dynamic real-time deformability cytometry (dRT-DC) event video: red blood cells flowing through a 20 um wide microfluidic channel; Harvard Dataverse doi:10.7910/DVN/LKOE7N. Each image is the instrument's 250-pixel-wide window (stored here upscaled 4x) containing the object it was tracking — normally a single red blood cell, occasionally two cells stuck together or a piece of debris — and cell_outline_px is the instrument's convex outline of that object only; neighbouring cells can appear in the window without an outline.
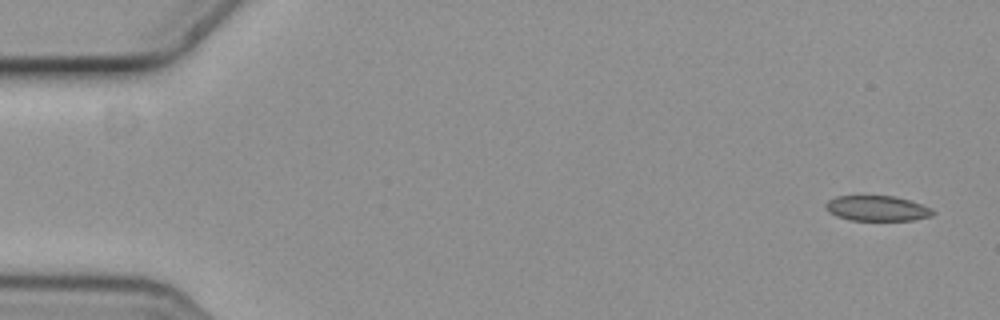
{"species": "common noctule bat (a hibernating species)", "species_latin": "Nyctalus noctula", "temperature_condition": "cold", "stored_images_in_passage": 5, "camera_frame_rate_fps": 3000, "um_per_image_px": 0.085, "animal": {"sex": "female", "body_mass_g": 19.3, "forearm_length_mm": 54.1}, "frame": {"image": 1, "passage_image": 1, "time_ms": 0.0, "image_size_px": [1000, 320], "cell_outline_px": [[936, 212], [932, 216], [912, 220], [852, 220], [836, 216], [828, 212], [824, 204], [828, 200], [836, 196], [896, 196], [932, 208]], "centroid_in_image_um": [74.55, 17.71], "position_along_channel_um": 10.5, "area_um2": 15.78}}
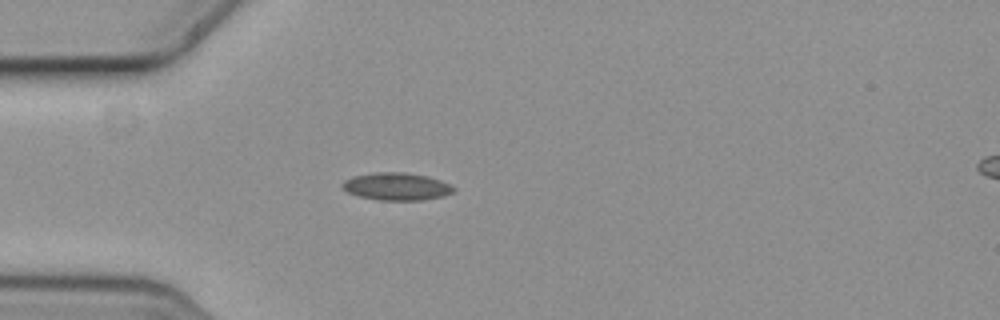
{"frame": {"image": 2, "passage_image": 4, "time_ms": 1.0, "image_size_px": [1000, 320], "cell_outline_px": [[456, 188], [452, 192], [444, 196], [424, 200], [380, 200], [360, 196], [348, 192], [340, 184], [344, 180], [352, 176], [376, 172], [404, 172], [428, 176], [440, 180]], "centroid_in_image_um": [33.71, 15.84], "position_along_channel_um": 51.3, "area_um2": 17.8}}